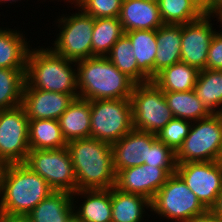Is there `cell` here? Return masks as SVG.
Returning a JSON list of instances; mask_svg holds the SVG:
<instances>
[{
  "mask_svg": "<svg viewBox=\"0 0 222 222\" xmlns=\"http://www.w3.org/2000/svg\"><path fill=\"white\" fill-rule=\"evenodd\" d=\"M74 99L72 94L34 89L25 82L21 106L29 120H58Z\"/></svg>",
  "mask_w": 222,
  "mask_h": 222,
  "instance_id": "obj_15",
  "label": "cell"
},
{
  "mask_svg": "<svg viewBox=\"0 0 222 222\" xmlns=\"http://www.w3.org/2000/svg\"><path fill=\"white\" fill-rule=\"evenodd\" d=\"M206 211L207 209L177 173L169 176L151 200L150 212L157 214L156 217L172 222H190Z\"/></svg>",
  "mask_w": 222,
  "mask_h": 222,
  "instance_id": "obj_6",
  "label": "cell"
},
{
  "mask_svg": "<svg viewBox=\"0 0 222 222\" xmlns=\"http://www.w3.org/2000/svg\"><path fill=\"white\" fill-rule=\"evenodd\" d=\"M176 173L207 210L215 205L222 190V166L218 161L177 164Z\"/></svg>",
  "mask_w": 222,
  "mask_h": 222,
  "instance_id": "obj_12",
  "label": "cell"
},
{
  "mask_svg": "<svg viewBox=\"0 0 222 222\" xmlns=\"http://www.w3.org/2000/svg\"><path fill=\"white\" fill-rule=\"evenodd\" d=\"M212 19L213 18H217V19H215V20H217V22H219L221 25V27H222V9H220V10H217L216 12H214L212 15ZM222 29V28H221ZM221 29L218 31L219 33H221L222 34V31H221Z\"/></svg>",
  "mask_w": 222,
  "mask_h": 222,
  "instance_id": "obj_43",
  "label": "cell"
},
{
  "mask_svg": "<svg viewBox=\"0 0 222 222\" xmlns=\"http://www.w3.org/2000/svg\"><path fill=\"white\" fill-rule=\"evenodd\" d=\"M39 47H31L28 53L26 83L34 89L72 94L79 98L76 62L54 53L49 47Z\"/></svg>",
  "mask_w": 222,
  "mask_h": 222,
  "instance_id": "obj_3",
  "label": "cell"
},
{
  "mask_svg": "<svg viewBox=\"0 0 222 222\" xmlns=\"http://www.w3.org/2000/svg\"><path fill=\"white\" fill-rule=\"evenodd\" d=\"M147 1L155 2V3L159 2V0H147Z\"/></svg>",
  "mask_w": 222,
  "mask_h": 222,
  "instance_id": "obj_46",
  "label": "cell"
},
{
  "mask_svg": "<svg viewBox=\"0 0 222 222\" xmlns=\"http://www.w3.org/2000/svg\"><path fill=\"white\" fill-rule=\"evenodd\" d=\"M111 206V222H144L146 209L151 211V200L139 194L125 193L111 187Z\"/></svg>",
  "mask_w": 222,
  "mask_h": 222,
  "instance_id": "obj_23",
  "label": "cell"
},
{
  "mask_svg": "<svg viewBox=\"0 0 222 222\" xmlns=\"http://www.w3.org/2000/svg\"><path fill=\"white\" fill-rule=\"evenodd\" d=\"M169 176L164 168L144 163L117 171L114 187L122 192L139 194L152 200Z\"/></svg>",
  "mask_w": 222,
  "mask_h": 222,
  "instance_id": "obj_14",
  "label": "cell"
},
{
  "mask_svg": "<svg viewBox=\"0 0 222 222\" xmlns=\"http://www.w3.org/2000/svg\"><path fill=\"white\" fill-rule=\"evenodd\" d=\"M24 218L27 222H73L75 219L72 194L53 191Z\"/></svg>",
  "mask_w": 222,
  "mask_h": 222,
  "instance_id": "obj_19",
  "label": "cell"
},
{
  "mask_svg": "<svg viewBox=\"0 0 222 222\" xmlns=\"http://www.w3.org/2000/svg\"><path fill=\"white\" fill-rule=\"evenodd\" d=\"M125 34L131 40L138 68L150 80H153L157 52L156 30H132Z\"/></svg>",
  "mask_w": 222,
  "mask_h": 222,
  "instance_id": "obj_28",
  "label": "cell"
},
{
  "mask_svg": "<svg viewBox=\"0 0 222 222\" xmlns=\"http://www.w3.org/2000/svg\"><path fill=\"white\" fill-rule=\"evenodd\" d=\"M67 146L58 120L33 119L29 120L30 150L60 149Z\"/></svg>",
  "mask_w": 222,
  "mask_h": 222,
  "instance_id": "obj_25",
  "label": "cell"
},
{
  "mask_svg": "<svg viewBox=\"0 0 222 222\" xmlns=\"http://www.w3.org/2000/svg\"><path fill=\"white\" fill-rule=\"evenodd\" d=\"M164 97L174 118L198 121L212 113L196 96L194 90L183 92H164Z\"/></svg>",
  "mask_w": 222,
  "mask_h": 222,
  "instance_id": "obj_27",
  "label": "cell"
},
{
  "mask_svg": "<svg viewBox=\"0 0 222 222\" xmlns=\"http://www.w3.org/2000/svg\"><path fill=\"white\" fill-rule=\"evenodd\" d=\"M90 137L113 144L133 129L130 99L90 101Z\"/></svg>",
  "mask_w": 222,
  "mask_h": 222,
  "instance_id": "obj_9",
  "label": "cell"
},
{
  "mask_svg": "<svg viewBox=\"0 0 222 222\" xmlns=\"http://www.w3.org/2000/svg\"><path fill=\"white\" fill-rule=\"evenodd\" d=\"M215 215L222 218V190L219 193V196L217 198V201L215 205L210 209Z\"/></svg>",
  "mask_w": 222,
  "mask_h": 222,
  "instance_id": "obj_39",
  "label": "cell"
},
{
  "mask_svg": "<svg viewBox=\"0 0 222 222\" xmlns=\"http://www.w3.org/2000/svg\"><path fill=\"white\" fill-rule=\"evenodd\" d=\"M19 1H21V0H19ZM8 2H10L11 4L13 3V2H18V0H0V5L2 4V3H4V4H6V3H8Z\"/></svg>",
  "mask_w": 222,
  "mask_h": 222,
  "instance_id": "obj_44",
  "label": "cell"
},
{
  "mask_svg": "<svg viewBox=\"0 0 222 222\" xmlns=\"http://www.w3.org/2000/svg\"><path fill=\"white\" fill-rule=\"evenodd\" d=\"M211 15L181 25V62L197 68L206 69L207 54L211 41L218 31L214 29Z\"/></svg>",
  "mask_w": 222,
  "mask_h": 222,
  "instance_id": "obj_13",
  "label": "cell"
},
{
  "mask_svg": "<svg viewBox=\"0 0 222 222\" xmlns=\"http://www.w3.org/2000/svg\"><path fill=\"white\" fill-rule=\"evenodd\" d=\"M23 164L46 180L54 191L72 194L77 190L74 166L67 147L30 150Z\"/></svg>",
  "mask_w": 222,
  "mask_h": 222,
  "instance_id": "obj_10",
  "label": "cell"
},
{
  "mask_svg": "<svg viewBox=\"0 0 222 222\" xmlns=\"http://www.w3.org/2000/svg\"><path fill=\"white\" fill-rule=\"evenodd\" d=\"M76 175L77 190L110 189L115 186L111 144L95 138H82L67 143Z\"/></svg>",
  "mask_w": 222,
  "mask_h": 222,
  "instance_id": "obj_1",
  "label": "cell"
},
{
  "mask_svg": "<svg viewBox=\"0 0 222 222\" xmlns=\"http://www.w3.org/2000/svg\"><path fill=\"white\" fill-rule=\"evenodd\" d=\"M124 33L119 18H94L92 57L107 56Z\"/></svg>",
  "mask_w": 222,
  "mask_h": 222,
  "instance_id": "obj_30",
  "label": "cell"
},
{
  "mask_svg": "<svg viewBox=\"0 0 222 222\" xmlns=\"http://www.w3.org/2000/svg\"><path fill=\"white\" fill-rule=\"evenodd\" d=\"M93 18H119L123 0H71Z\"/></svg>",
  "mask_w": 222,
  "mask_h": 222,
  "instance_id": "obj_34",
  "label": "cell"
},
{
  "mask_svg": "<svg viewBox=\"0 0 222 222\" xmlns=\"http://www.w3.org/2000/svg\"><path fill=\"white\" fill-rule=\"evenodd\" d=\"M194 92L212 114H222V70H200Z\"/></svg>",
  "mask_w": 222,
  "mask_h": 222,
  "instance_id": "obj_26",
  "label": "cell"
},
{
  "mask_svg": "<svg viewBox=\"0 0 222 222\" xmlns=\"http://www.w3.org/2000/svg\"><path fill=\"white\" fill-rule=\"evenodd\" d=\"M78 10L71 14H63L57 18L59 33L52 46H48L54 53L72 61H79L92 57V34L94 18L85 14L71 1Z\"/></svg>",
  "mask_w": 222,
  "mask_h": 222,
  "instance_id": "obj_5",
  "label": "cell"
},
{
  "mask_svg": "<svg viewBox=\"0 0 222 222\" xmlns=\"http://www.w3.org/2000/svg\"><path fill=\"white\" fill-rule=\"evenodd\" d=\"M29 119L22 106L0 111V159L24 163L29 153Z\"/></svg>",
  "mask_w": 222,
  "mask_h": 222,
  "instance_id": "obj_11",
  "label": "cell"
},
{
  "mask_svg": "<svg viewBox=\"0 0 222 222\" xmlns=\"http://www.w3.org/2000/svg\"><path fill=\"white\" fill-rule=\"evenodd\" d=\"M54 190L23 163L8 164L0 195V215L24 218Z\"/></svg>",
  "mask_w": 222,
  "mask_h": 222,
  "instance_id": "obj_2",
  "label": "cell"
},
{
  "mask_svg": "<svg viewBox=\"0 0 222 222\" xmlns=\"http://www.w3.org/2000/svg\"><path fill=\"white\" fill-rule=\"evenodd\" d=\"M190 222H222V218L215 215L211 210L192 219Z\"/></svg>",
  "mask_w": 222,
  "mask_h": 222,
  "instance_id": "obj_37",
  "label": "cell"
},
{
  "mask_svg": "<svg viewBox=\"0 0 222 222\" xmlns=\"http://www.w3.org/2000/svg\"><path fill=\"white\" fill-rule=\"evenodd\" d=\"M158 7L164 24L184 25L204 15L191 0H159Z\"/></svg>",
  "mask_w": 222,
  "mask_h": 222,
  "instance_id": "obj_32",
  "label": "cell"
},
{
  "mask_svg": "<svg viewBox=\"0 0 222 222\" xmlns=\"http://www.w3.org/2000/svg\"><path fill=\"white\" fill-rule=\"evenodd\" d=\"M58 122L67 143L77 139L90 138V101L75 98L60 116Z\"/></svg>",
  "mask_w": 222,
  "mask_h": 222,
  "instance_id": "obj_20",
  "label": "cell"
},
{
  "mask_svg": "<svg viewBox=\"0 0 222 222\" xmlns=\"http://www.w3.org/2000/svg\"><path fill=\"white\" fill-rule=\"evenodd\" d=\"M81 197L85 200L81 202L82 204H79L80 206H76L75 203L78 199H81ZM76 198L77 201H75ZM72 199L74 206V219L76 222L112 221L111 188L76 190L72 193Z\"/></svg>",
  "mask_w": 222,
  "mask_h": 222,
  "instance_id": "obj_17",
  "label": "cell"
},
{
  "mask_svg": "<svg viewBox=\"0 0 222 222\" xmlns=\"http://www.w3.org/2000/svg\"><path fill=\"white\" fill-rule=\"evenodd\" d=\"M130 102L134 129L158 134L174 118L164 92L152 80L135 84Z\"/></svg>",
  "mask_w": 222,
  "mask_h": 222,
  "instance_id": "obj_8",
  "label": "cell"
},
{
  "mask_svg": "<svg viewBox=\"0 0 222 222\" xmlns=\"http://www.w3.org/2000/svg\"><path fill=\"white\" fill-rule=\"evenodd\" d=\"M79 98L85 100L130 99L135 83L120 72L107 56L79 60Z\"/></svg>",
  "mask_w": 222,
  "mask_h": 222,
  "instance_id": "obj_4",
  "label": "cell"
},
{
  "mask_svg": "<svg viewBox=\"0 0 222 222\" xmlns=\"http://www.w3.org/2000/svg\"><path fill=\"white\" fill-rule=\"evenodd\" d=\"M199 70L184 62L164 68L152 80L163 92H183L194 90Z\"/></svg>",
  "mask_w": 222,
  "mask_h": 222,
  "instance_id": "obj_24",
  "label": "cell"
},
{
  "mask_svg": "<svg viewBox=\"0 0 222 222\" xmlns=\"http://www.w3.org/2000/svg\"><path fill=\"white\" fill-rule=\"evenodd\" d=\"M145 164L164 168L170 175L176 173L175 152L158 137L147 147Z\"/></svg>",
  "mask_w": 222,
  "mask_h": 222,
  "instance_id": "obj_33",
  "label": "cell"
},
{
  "mask_svg": "<svg viewBox=\"0 0 222 222\" xmlns=\"http://www.w3.org/2000/svg\"><path fill=\"white\" fill-rule=\"evenodd\" d=\"M7 163L4 160L0 159V195L2 192L3 178L7 168Z\"/></svg>",
  "mask_w": 222,
  "mask_h": 222,
  "instance_id": "obj_41",
  "label": "cell"
},
{
  "mask_svg": "<svg viewBox=\"0 0 222 222\" xmlns=\"http://www.w3.org/2000/svg\"><path fill=\"white\" fill-rule=\"evenodd\" d=\"M119 19L124 32L157 30L164 24L158 3L147 0H123Z\"/></svg>",
  "mask_w": 222,
  "mask_h": 222,
  "instance_id": "obj_18",
  "label": "cell"
},
{
  "mask_svg": "<svg viewBox=\"0 0 222 222\" xmlns=\"http://www.w3.org/2000/svg\"><path fill=\"white\" fill-rule=\"evenodd\" d=\"M192 122L173 118L170 122L157 134V137L174 152L182 145V142L189 134Z\"/></svg>",
  "mask_w": 222,
  "mask_h": 222,
  "instance_id": "obj_35",
  "label": "cell"
},
{
  "mask_svg": "<svg viewBox=\"0 0 222 222\" xmlns=\"http://www.w3.org/2000/svg\"><path fill=\"white\" fill-rule=\"evenodd\" d=\"M26 69L0 68V111L21 106Z\"/></svg>",
  "mask_w": 222,
  "mask_h": 222,
  "instance_id": "obj_31",
  "label": "cell"
},
{
  "mask_svg": "<svg viewBox=\"0 0 222 222\" xmlns=\"http://www.w3.org/2000/svg\"><path fill=\"white\" fill-rule=\"evenodd\" d=\"M157 134L132 129L119 141L111 144L115 172L145 163L147 147Z\"/></svg>",
  "mask_w": 222,
  "mask_h": 222,
  "instance_id": "obj_16",
  "label": "cell"
},
{
  "mask_svg": "<svg viewBox=\"0 0 222 222\" xmlns=\"http://www.w3.org/2000/svg\"><path fill=\"white\" fill-rule=\"evenodd\" d=\"M203 13L210 7V0H191Z\"/></svg>",
  "mask_w": 222,
  "mask_h": 222,
  "instance_id": "obj_40",
  "label": "cell"
},
{
  "mask_svg": "<svg viewBox=\"0 0 222 222\" xmlns=\"http://www.w3.org/2000/svg\"><path fill=\"white\" fill-rule=\"evenodd\" d=\"M206 69L222 70V34L218 31L209 46Z\"/></svg>",
  "mask_w": 222,
  "mask_h": 222,
  "instance_id": "obj_36",
  "label": "cell"
},
{
  "mask_svg": "<svg viewBox=\"0 0 222 222\" xmlns=\"http://www.w3.org/2000/svg\"><path fill=\"white\" fill-rule=\"evenodd\" d=\"M154 78L164 68L181 61V25L163 24L156 30Z\"/></svg>",
  "mask_w": 222,
  "mask_h": 222,
  "instance_id": "obj_22",
  "label": "cell"
},
{
  "mask_svg": "<svg viewBox=\"0 0 222 222\" xmlns=\"http://www.w3.org/2000/svg\"><path fill=\"white\" fill-rule=\"evenodd\" d=\"M113 65L135 84L151 81L137 65L130 38L124 33L107 55Z\"/></svg>",
  "mask_w": 222,
  "mask_h": 222,
  "instance_id": "obj_29",
  "label": "cell"
},
{
  "mask_svg": "<svg viewBox=\"0 0 222 222\" xmlns=\"http://www.w3.org/2000/svg\"><path fill=\"white\" fill-rule=\"evenodd\" d=\"M222 150V114L193 121L189 134L175 152L177 164L218 161Z\"/></svg>",
  "mask_w": 222,
  "mask_h": 222,
  "instance_id": "obj_7",
  "label": "cell"
},
{
  "mask_svg": "<svg viewBox=\"0 0 222 222\" xmlns=\"http://www.w3.org/2000/svg\"><path fill=\"white\" fill-rule=\"evenodd\" d=\"M219 164L222 166V150L218 159Z\"/></svg>",
  "mask_w": 222,
  "mask_h": 222,
  "instance_id": "obj_45",
  "label": "cell"
},
{
  "mask_svg": "<svg viewBox=\"0 0 222 222\" xmlns=\"http://www.w3.org/2000/svg\"><path fill=\"white\" fill-rule=\"evenodd\" d=\"M29 42L23 31L0 27V68L26 69Z\"/></svg>",
  "mask_w": 222,
  "mask_h": 222,
  "instance_id": "obj_21",
  "label": "cell"
},
{
  "mask_svg": "<svg viewBox=\"0 0 222 222\" xmlns=\"http://www.w3.org/2000/svg\"><path fill=\"white\" fill-rule=\"evenodd\" d=\"M0 222H27L25 218L6 217L0 215Z\"/></svg>",
  "mask_w": 222,
  "mask_h": 222,
  "instance_id": "obj_42",
  "label": "cell"
},
{
  "mask_svg": "<svg viewBox=\"0 0 222 222\" xmlns=\"http://www.w3.org/2000/svg\"><path fill=\"white\" fill-rule=\"evenodd\" d=\"M220 9H222V0H210V7L204 14L212 15L214 12Z\"/></svg>",
  "mask_w": 222,
  "mask_h": 222,
  "instance_id": "obj_38",
  "label": "cell"
}]
</instances>
